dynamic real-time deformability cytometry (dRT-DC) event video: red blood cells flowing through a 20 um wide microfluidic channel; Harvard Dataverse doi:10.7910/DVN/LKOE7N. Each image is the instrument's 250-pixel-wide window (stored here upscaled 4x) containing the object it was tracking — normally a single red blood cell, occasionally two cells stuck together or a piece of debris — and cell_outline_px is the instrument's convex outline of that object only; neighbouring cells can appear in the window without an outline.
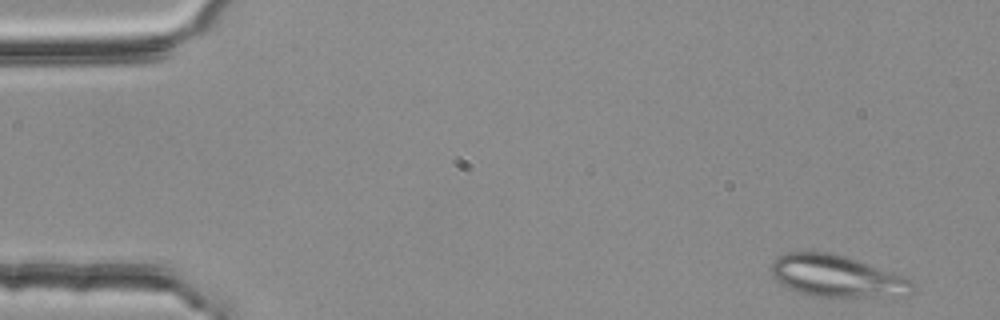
{"species": "common noctule bat (a hibernating species)", "species_latin": "Nyctalus noctula", "temperature_condition": "room temperature", "stored_images_in_passage": 3, "camera_frame_rate_fps": 3000, "um_per_image_px": 0.085, "animal": {"sex": "female", "body_mass_g": 25.1}, "frame": {"image": 1, "passage_image": 1, "time_ms": 0.0, "image_size_px": [1000, 320], "cell_outline_px": [[916, 284], [912, 292], [908, 296], [812, 296], [788, 288], [780, 284], [772, 276], [772, 260], [776, 256], [788, 252], [828, 252], [844, 256], [912, 276]], "centroid_in_image_um": [71.23, 23.46], "position_along_channel_um": 13.8, "area_um2": 35.03}}